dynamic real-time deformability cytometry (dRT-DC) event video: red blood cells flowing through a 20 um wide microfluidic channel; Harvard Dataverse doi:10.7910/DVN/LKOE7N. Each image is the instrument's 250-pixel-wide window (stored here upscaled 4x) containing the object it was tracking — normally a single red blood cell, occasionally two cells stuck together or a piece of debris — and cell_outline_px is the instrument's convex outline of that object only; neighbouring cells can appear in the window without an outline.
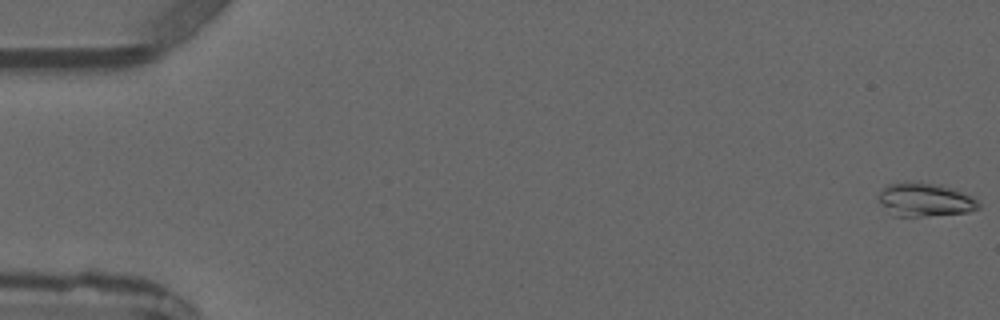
{"species": "common noctule bat (a hibernating species)", "species_latin": "Nyctalus noctula", "temperature_condition": "warm", "stored_images_in_passage": 2, "camera_frame_rate_fps": 3000, "um_per_image_px": 0.085, "animal": {"sex": "male", "forearm_length_mm": 52.5}, "frame": {"image": 1, "passage_image": 1, "time_ms": 0.0, "image_size_px": [1000, 320], "cell_outline_px": [[980, 208], [968, 212], [924, 216], [892, 216], [880, 200], [880, 192], [888, 184], [940, 184], [960, 192], [976, 200], [980, 204]], "centroid_in_image_um": [78.65, 17.02], "position_along_channel_um": 6.4, "area_um2": 18.55}}